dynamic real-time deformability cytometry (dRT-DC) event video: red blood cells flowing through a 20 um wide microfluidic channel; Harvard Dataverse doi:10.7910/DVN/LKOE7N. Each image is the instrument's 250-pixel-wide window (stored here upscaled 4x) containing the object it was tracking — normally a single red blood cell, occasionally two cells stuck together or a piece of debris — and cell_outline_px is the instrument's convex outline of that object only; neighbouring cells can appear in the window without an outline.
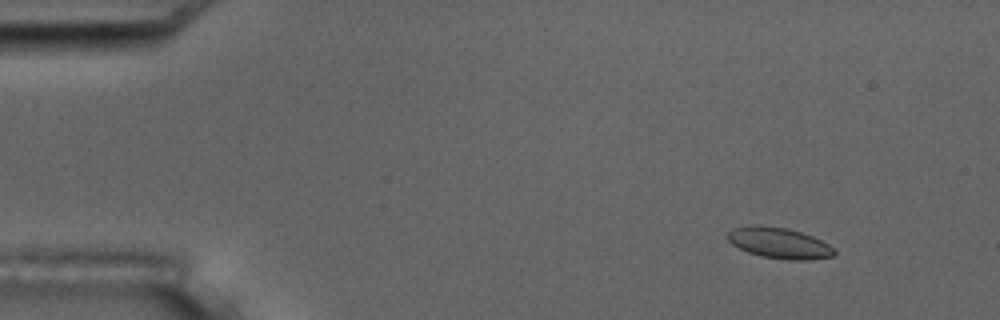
{"species": "common noctule bat (a hibernating species)", "species_latin": "Nyctalus noctula", "temperature_condition": "room temperature", "stored_images_in_passage": 4, "camera_frame_rate_fps": 3000, "um_per_image_px": 0.085, "animal": {"sex": "male", "body_mass_g": 17.5, "forearm_length_mm": 52.3}, "frame": {"image": 1, "passage_image": 2, "time_ms": 0.333, "image_size_px": [1000, 320], "cell_outline_px": [[836, 252], [832, 256], [808, 260], [788, 260], [760, 256], [748, 252], [732, 244], [728, 240], [728, 232], [732, 228], [756, 224], [788, 228], [812, 236], [836, 248]], "centroid_in_image_um": [66.23, 20.65], "position_along_channel_um": 18.8, "area_um2": 19.25}}